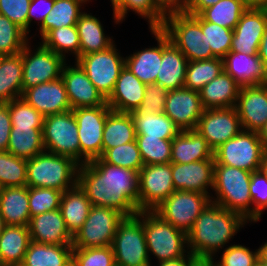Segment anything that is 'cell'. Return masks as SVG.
<instances>
[{
    "instance_id": "40",
    "label": "cell",
    "mask_w": 267,
    "mask_h": 266,
    "mask_svg": "<svg viewBox=\"0 0 267 266\" xmlns=\"http://www.w3.org/2000/svg\"><path fill=\"white\" fill-rule=\"evenodd\" d=\"M87 1L90 0H55L52 10L45 17L43 23L39 25L41 39L53 29L76 25L83 13L81 6Z\"/></svg>"
},
{
    "instance_id": "18",
    "label": "cell",
    "mask_w": 267,
    "mask_h": 266,
    "mask_svg": "<svg viewBox=\"0 0 267 266\" xmlns=\"http://www.w3.org/2000/svg\"><path fill=\"white\" fill-rule=\"evenodd\" d=\"M267 27V9H247L233 30L230 52L258 54Z\"/></svg>"
},
{
    "instance_id": "36",
    "label": "cell",
    "mask_w": 267,
    "mask_h": 266,
    "mask_svg": "<svg viewBox=\"0 0 267 266\" xmlns=\"http://www.w3.org/2000/svg\"><path fill=\"white\" fill-rule=\"evenodd\" d=\"M136 140L135 124L130 113L111 111L102 136V154L111 148Z\"/></svg>"
},
{
    "instance_id": "60",
    "label": "cell",
    "mask_w": 267,
    "mask_h": 266,
    "mask_svg": "<svg viewBox=\"0 0 267 266\" xmlns=\"http://www.w3.org/2000/svg\"><path fill=\"white\" fill-rule=\"evenodd\" d=\"M258 56L267 69V27L259 45Z\"/></svg>"
},
{
    "instance_id": "44",
    "label": "cell",
    "mask_w": 267,
    "mask_h": 266,
    "mask_svg": "<svg viewBox=\"0 0 267 266\" xmlns=\"http://www.w3.org/2000/svg\"><path fill=\"white\" fill-rule=\"evenodd\" d=\"M200 25L215 58L223 59L231 50L233 30L205 21L200 15H191Z\"/></svg>"
},
{
    "instance_id": "16",
    "label": "cell",
    "mask_w": 267,
    "mask_h": 266,
    "mask_svg": "<svg viewBox=\"0 0 267 266\" xmlns=\"http://www.w3.org/2000/svg\"><path fill=\"white\" fill-rule=\"evenodd\" d=\"M215 151L223 143L239 134L243 128L235 107L206 109L196 129Z\"/></svg>"
},
{
    "instance_id": "56",
    "label": "cell",
    "mask_w": 267,
    "mask_h": 266,
    "mask_svg": "<svg viewBox=\"0 0 267 266\" xmlns=\"http://www.w3.org/2000/svg\"><path fill=\"white\" fill-rule=\"evenodd\" d=\"M54 1L55 0H31L28 10V34L30 32L29 28L31 26L32 20L34 18L37 19L38 21H40L38 22L40 23L39 25H41L45 17L52 10Z\"/></svg>"
},
{
    "instance_id": "55",
    "label": "cell",
    "mask_w": 267,
    "mask_h": 266,
    "mask_svg": "<svg viewBox=\"0 0 267 266\" xmlns=\"http://www.w3.org/2000/svg\"><path fill=\"white\" fill-rule=\"evenodd\" d=\"M31 0H0V14L28 35V10Z\"/></svg>"
},
{
    "instance_id": "25",
    "label": "cell",
    "mask_w": 267,
    "mask_h": 266,
    "mask_svg": "<svg viewBox=\"0 0 267 266\" xmlns=\"http://www.w3.org/2000/svg\"><path fill=\"white\" fill-rule=\"evenodd\" d=\"M146 84L141 82L128 67L124 66L116 81L114 90L107 99L112 111L131 113L137 110L143 100Z\"/></svg>"
},
{
    "instance_id": "69",
    "label": "cell",
    "mask_w": 267,
    "mask_h": 266,
    "mask_svg": "<svg viewBox=\"0 0 267 266\" xmlns=\"http://www.w3.org/2000/svg\"><path fill=\"white\" fill-rule=\"evenodd\" d=\"M257 266H267L266 263H257Z\"/></svg>"
},
{
    "instance_id": "45",
    "label": "cell",
    "mask_w": 267,
    "mask_h": 266,
    "mask_svg": "<svg viewBox=\"0 0 267 266\" xmlns=\"http://www.w3.org/2000/svg\"><path fill=\"white\" fill-rule=\"evenodd\" d=\"M26 181L27 160L8 151H0V188L25 186Z\"/></svg>"
},
{
    "instance_id": "39",
    "label": "cell",
    "mask_w": 267,
    "mask_h": 266,
    "mask_svg": "<svg viewBox=\"0 0 267 266\" xmlns=\"http://www.w3.org/2000/svg\"><path fill=\"white\" fill-rule=\"evenodd\" d=\"M43 128L12 127L7 151L18 158L29 160L45 151Z\"/></svg>"
},
{
    "instance_id": "67",
    "label": "cell",
    "mask_w": 267,
    "mask_h": 266,
    "mask_svg": "<svg viewBox=\"0 0 267 266\" xmlns=\"http://www.w3.org/2000/svg\"><path fill=\"white\" fill-rule=\"evenodd\" d=\"M5 226H6V224H5L4 219L0 213V235L3 233Z\"/></svg>"
},
{
    "instance_id": "27",
    "label": "cell",
    "mask_w": 267,
    "mask_h": 266,
    "mask_svg": "<svg viewBox=\"0 0 267 266\" xmlns=\"http://www.w3.org/2000/svg\"><path fill=\"white\" fill-rule=\"evenodd\" d=\"M200 160H215L214 151L197 130L181 131L172 139L170 163L188 164Z\"/></svg>"
},
{
    "instance_id": "43",
    "label": "cell",
    "mask_w": 267,
    "mask_h": 266,
    "mask_svg": "<svg viewBox=\"0 0 267 266\" xmlns=\"http://www.w3.org/2000/svg\"><path fill=\"white\" fill-rule=\"evenodd\" d=\"M42 44L64 59L66 53H73L75 60L80 57V38L76 25L51 30L43 39Z\"/></svg>"
},
{
    "instance_id": "12",
    "label": "cell",
    "mask_w": 267,
    "mask_h": 266,
    "mask_svg": "<svg viewBox=\"0 0 267 266\" xmlns=\"http://www.w3.org/2000/svg\"><path fill=\"white\" fill-rule=\"evenodd\" d=\"M76 62L106 100L112 94L120 71L125 66V58L120 55L115 43L106 50L85 54Z\"/></svg>"
},
{
    "instance_id": "29",
    "label": "cell",
    "mask_w": 267,
    "mask_h": 266,
    "mask_svg": "<svg viewBox=\"0 0 267 266\" xmlns=\"http://www.w3.org/2000/svg\"><path fill=\"white\" fill-rule=\"evenodd\" d=\"M241 86L224 70L199 92L204 110L235 107Z\"/></svg>"
},
{
    "instance_id": "50",
    "label": "cell",
    "mask_w": 267,
    "mask_h": 266,
    "mask_svg": "<svg viewBox=\"0 0 267 266\" xmlns=\"http://www.w3.org/2000/svg\"><path fill=\"white\" fill-rule=\"evenodd\" d=\"M9 114L12 127L43 128L44 116L21 97L9 102Z\"/></svg>"
},
{
    "instance_id": "10",
    "label": "cell",
    "mask_w": 267,
    "mask_h": 266,
    "mask_svg": "<svg viewBox=\"0 0 267 266\" xmlns=\"http://www.w3.org/2000/svg\"><path fill=\"white\" fill-rule=\"evenodd\" d=\"M211 203V196L195 191H174L153 211L163 220L188 233L200 213Z\"/></svg>"
},
{
    "instance_id": "68",
    "label": "cell",
    "mask_w": 267,
    "mask_h": 266,
    "mask_svg": "<svg viewBox=\"0 0 267 266\" xmlns=\"http://www.w3.org/2000/svg\"><path fill=\"white\" fill-rule=\"evenodd\" d=\"M110 1L112 3L113 8H114L121 0H110Z\"/></svg>"
},
{
    "instance_id": "42",
    "label": "cell",
    "mask_w": 267,
    "mask_h": 266,
    "mask_svg": "<svg viewBox=\"0 0 267 266\" xmlns=\"http://www.w3.org/2000/svg\"><path fill=\"white\" fill-rule=\"evenodd\" d=\"M223 70V59L221 58L188 61L184 87L200 91Z\"/></svg>"
},
{
    "instance_id": "17",
    "label": "cell",
    "mask_w": 267,
    "mask_h": 266,
    "mask_svg": "<svg viewBox=\"0 0 267 266\" xmlns=\"http://www.w3.org/2000/svg\"><path fill=\"white\" fill-rule=\"evenodd\" d=\"M204 111L199 92L185 87L169 90L164 113L181 130H195Z\"/></svg>"
},
{
    "instance_id": "46",
    "label": "cell",
    "mask_w": 267,
    "mask_h": 266,
    "mask_svg": "<svg viewBox=\"0 0 267 266\" xmlns=\"http://www.w3.org/2000/svg\"><path fill=\"white\" fill-rule=\"evenodd\" d=\"M136 142L145 165L166 164L171 160L172 140L136 135Z\"/></svg>"
},
{
    "instance_id": "22",
    "label": "cell",
    "mask_w": 267,
    "mask_h": 266,
    "mask_svg": "<svg viewBox=\"0 0 267 266\" xmlns=\"http://www.w3.org/2000/svg\"><path fill=\"white\" fill-rule=\"evenodd\" d=\"M215 160H200L188 164L172 163V179L175 191H195L202 194L214 185Z\"/></svg>"
},
{
    "instance_id": "49",
    "label": "cell",
    "mask_w": 267,
    "mask_h": 266,
    "mask_svg": "<svg viewBox=\"0 0 267 266\" xmlns=\"http://www.w3.org/2000/svg\"><path fill=\"white\" fill-rule=\"evenodd\" d=\"M63 191L28 187L30 217L60 208Z\"/></svg>"
},
{
    "instance_id": "5",
    "label": "cell",
    "mask_w": 267,
    "mask_h": 266,
    "mask_svg": "<svg viewBox=\"0 0 267 266\" xmlns=\"http://www.w3.org/2000/svg\"><path fill=\"white\" fill-rule=\"evenodd\" d=\"M161 30L188 61L215 58L201 25L181 8L168 9Z\"/></svg>"
},
{
    "instance_id": "41",
    "label": "cell",
    "mask_w": 267,
    "mask_h": 266,
    "mask_svg": "<svg viewBox=\"0 0 267 266\" xmlns=\"http://www.w3.org/2000/svg\"><path fill=\"white\" fill-rule=\"evenodd\" d=\"M247 9L241 0H220L215 5L204 9L199 15L205 21L234 30Z\"/></svg>"
},
{
    "instance_id": "6",
    "label": "cell",
    "mask_w": 267,
    "mask_h": 266,
    "mask_svg": "<svg viewBox=\"0 0 267 266\" xmlns=\"http://www.w3.org/2000/svg\"><path fill=\"white\" fill-rule=\"evenodd\" d=\"M143 227L148 253L157 257L158 262L175 260L190 253L186 250L187 233L175 228L154 211H143Z\"/></svg>"
},
{
    "instance_id": "54",
    "label": "cell",
    "mask_w": 267,
    "mask_h": 266,
    "mask_svg": "<svg viewBox=\"0 0 267 266\" xmlns=\"http://www.w3.org/2000/svg\"><path fill=\"white\" fill-rule=\"evenodd\" d=\"M169 90L157 83L146 84L145 94L137 112L163 113Z\"/></svg>"
},
{
    "instance_id": "19",
    "label": "cell",
    "mask_w": 267,
    "mask_h": 266,
    "mask_svg": "<svg viewBox=\"0 0 267 266\" xmlns=\"http://www.w3.org/2000/svg\"><path fill=\"white\" fill-rule=\"evenodd\" d=\"M61 78L65 84L71 109L98 107L107 103L77 62L73 67L65 63Z\"/></svg>"
},
{
    "instance_id": "14",
    "label": "cell",
    "mask_w": 267,
    "mask_h": 266,
    "mask_svg": "<svg viewBox=\"0 0 267 266\" xmlns=\"http://www.w3.org/2000/svg\"><path fill=\"white\" fill-rule=\"evenodd\" d=\"M28 43L29 41L22 50V93L25 89L37 86L40 83L60 78L66 63V59L49 50L41 42L35 52H32Z\"/></svg>"
},
{
    "instance_id": "32",
    "label": "cell",
    "mask_w": 267,
    "mask_h": 266,
    "mask_svg": "<svg viewBox=\"0 0 267 266\" xmlns=\"http://www.w3.org/2000/svg\"><path fill=\"white\" fill-rule=\"evenodd\" d=\"M91 207V202L78 183L63 192L59 209L72 236L83 226Z\"/></svg>"
},
{
    "instance_id": "28",
    "label": "cell",
    "mask_w": 267,
    "mask_h": 266,
    "mask_svg": "<svg viewBox=\"0 0 267 266\" xmlns=\"http://www.w3.org/2000/svg\"><path fill=\"white\" fill-rule=\"evenodd\" d=\"M158 46L145 48L125 57V66L143 83H156L162 60V30L150 29Z\"/></svg>"
},
{
    "instance_id": "35",
    "label": "cell",
    "mask_w": 267,
    "mask_h": 266,
    "mask_svg": "<svg viewBox=\"0 0 267 266\" xmlns=\"http://www.w3.org/2000/svg\"><path fill=\"white\" fill-rule=\"evenodd\" d=\"M130 10L148 19L150 29H156L163 26L168 9L159 0H121L113 8L114 22L122 23Z\"/></svg>"
},
{
    "instance_id": "58",
    "label": "cell",
    "mask_w": 267,
    "mask_h": 266,
    "mask_svg": "<svg viewBox=\"0 0 267 266\" xmlns=\"http://www.w3.org/2000/svg\"><path fill=\"white\" fill-rule=\"evenodd\" d=\"M220 0H185L181 9L189 15H199L204 9L215 5Z\"/></svg>"
},
{
    "instance_id": "20",
    "label": "cell",
    "mask_w": 267,
    "mask_h": 266,
    "mask_svg": "<svg viewBox=\"0 0 267 266\" xmlns=\"http://www.w3.org/2000/svg\"><path fill=\"white\" fill-rule=\"evenodd\" d=\"M23 98L44 117L72 110L62 78L25 89Z\"/></svg>"
},
{
    "instance_id": "3",
    "label": "cell",
    "mask_w": 267,
    "mask_h": 266,
    "mask_svg": "<svg viewBox=\"0 0 267 266\" xmlns=\"http://www.w3.org/2000/svg\"><path fill=\"white\" fill-rule=\"evenodd\" d=\"M252 172L228 165L215 164L214 185L216 197L211 202L241 215L252 222L250 179ZM214 198V199H213Z\"/></svg>"
},
{
    "instance_id": "52",
    "label": "cell",
    "mask_w": 267,
    "mask_h": 266,
    "mask_svg": "<svg viewBox=\"0 0 267 266\" xmlns=\"http://www.w3.org/2000/svg\"><path fill=\"white\" fill-rule=\"evenodd\" d=\"M219 259L220 261L214 258L211 260L214 266H257L258 249L253 252L244 245L231 244L224 249Z\"/></svg>"
},
{
    "instance_id": "9",
    "label": "cell",
    "mask_w": 267,
    "mask_h": 266,
    "mask_svg": "<svg viewBox=\"0 0 267 266\" xmlns=\"http://www.w3.org/2000/svg\"><path fill=\"white\" fill-rule=\"evenodd\" d=\"M124 218L125 216L116 209L92 205L83 226L73 236L72 247L110 246L117 226Z\"/></svg>"
},
{
    "instance_id": "38",
    "label": "cell",
    "mask_w": 267,
    "mask_h": 266,
    "mask_svg": "<svg viewBox=\"0 0 267 266\" xmlns=\"http://www.w3.org/2000/svg\"><path fill=\"white\" fill-rule=\"evenodd\" d=\"M130 114L134 120L136 135L172 140L181 132L164 112L149 114L134 110Z\"/></svg>"
},
{
    "instance_id": "31",
    "label": "cell",
    "mask_w": 267,
    "mask_h": 266,
    "mask_svg": "<svg viewBox=\"0 0 267 266\" xmlns=\"http://www.w3.org/2000/svg\"><path fill=\"white\" fill-rule=\"evenodd\" d=\"M30 242L28 226L6 225L0 235V266H20Z\"/></svg>"
},
{
    "instance_id": "23",
    "label": "cell",
    "mask_w": 267,
    "mask_h": 266,
    "mask_svg": "<svg viewBox=\"0 0 267 266\" xmlns=\"http://www.w3.org/2000/svg\"><path fill=\"white\" fill-rule=\"evenodd\" d=\"M223 68L241 87L267 84V69L258 54L229 52L223 58Z\"/></svg>"
},
{
    "instance_id": "64",
    "label": "cell",
    "mask_w": 267,
    "mask_h": 266,
    "mask_svg": "<svg viewBox=\"0 0 267 266\" xmlns=\"http://www.w3.org/2000/svg\"><path fill=\"white\" fill-rule=\"evenodd\" d=\"M258 263H266L267 264V242L261 245L258 248Z\"/></svg>"
},
{
    "instance_id": "65",
    "label": "cell",
    "mask_w": 267,
    "mask_h": 266,
    "mask_svg": "<svg viewBox=\"0 0 267 266\" xmlns=\"http://www.w3.org/2000/svg\"><path fill=\"white\" fill-rule=\"evenodd\" d=\"M259 170L267 177V151L263 154Z\"/></svg>"
},
{
    "instance_id": "47",
    "label": "cell",
    "mask_w": 267,
    "mask_h": 266,
    "mask_svg": "<svg viewBox=\"0 0 267 266\" xmlns=\"http://www.w3.org/2000/svg\"><path fill=\"white\" fill-rule=\"evenodd\" d=\"M100 158L108 164L138 172L144 166L136 140L108 149Z\"/></svg>"
},
{
    "instance_id": "33",
    "label": "cell",
    "mask_w": 267,
    "mask_h": 266,
    "mask_svg": "<svg viewBox=\"0 0 267 266\" xmlns=\"http://www.w3.org/2000/svg\"><path fill=\"white\" fill-rule=\"evenodd\" d=\"M72 245L44 244L31 241L20 266H69Z\"/></svg>"
},
{
    "instance_id": "1",
    "label": "cell",
    "mask_w": 267,
    "mask_h": 266,
    "mask_svg": "<svg viewBox=\"0 0 267 266\" xmlns=\"http://www.w3.org/2000/svg\"><path fill=\"white\" fill-rule=\"evenodd\" d=\"M79 186L92 205L110 207L125 217L139 212V172L96 158L79 165Z\"/></svg>"
},
{
    "instance_id": "59",
    "label": "cell",
    "mask_w": 267,
    "mask_h": 266,
    "mask_svg": "<svg viewBox=\"0 0 267 266\" xmlns=\"http://www.w3.org/2000/svg\"><path fill=\"white\" fill-rule=\"evenodd\" d=\"M198 261L194 255L188 253L184 257L175 260L159 262V266H194Z\"/></svg>"
},
{
    "instance_id": "61",
    "label": "cell",
    "mask_w": 267,
    "mask_h": 266,
    "mask_svg": "<svg viewBox=\"0 0 267 266\" xmlns=\"http://www.w3.org/2000/svg\"><path fill=\"white\" fill-rule=\"evenodd\" d=\"M241 2L249 9H267V0H241Z\"/></svg>"
},
{
    "instance_id": "48",
    "label": "cell",
    "mask_w": 267,
    "mask_h": 266,
    "mask_svg": "<svg viewBox=\"0 0 267 266\" xmlns=\"http://www.w3.org/2000/svg\"><path fill=\"white\" fill-rule=\"evenodd\" d=\"M28 39V35L20 27L0 14V56L20 53Z\"/></svg>"
},
{
    "instance_id": "57",
    "label": "cell",
    "mask_w": 267,
    "mask_h": 266,
    "mask_svg": "<svg viewBox=\"0 0 267 266\" xmlns=\"http://www.w3.org/2000/svg\"><path fill=\"white\" fill-rule=\"evenodd\" d=\"M11 128L9 102H0V151H7Z\"/></svg>"
},
{
    "instance_id": "63",
    "label": "cell",
    "mask_w": 267,
    "mask_h": 266,
    "mask_svg": "<svg viewBox=\"0 0 267 266\" xmlns=\"http://www.w3.org/2000/svg\"><path fill=\"white\" fill-rule=\"evenodd\" d=\"M167 9L181 8L183 0H159Z\"/></svg>"
},
{
    "instance_id": "62",
    "label": "cell",
    "mask_w": 267,
    "mask_h": 266,
    "mask_svg": "<svg viewBox=\"0 0 267 266\" xmlns=\"http://www.w3.org/2000/svg\"><path fill=\"white\" fill-rule=\"evenodd\" d=\"M258 137L264 147V151H267V121L265 124L258 130Z\"/></svg>"
},
{
    "instance_id": "15",
    "label": "cell",
    "mask_w": 267,
    "mask_h": 266,
    "mask_svg": "<svg viewBox=\"0 0 267 266\" xmlns=\"http://www.w3.org/2000/svg\"><path fill=\"white\" fill-rule=\"evenodd\" d=\"M175 191L172 163L145 165L139 171V211H153Z\"/></svg>"
},
{
    "instance_id": "4",
    "label": "cell",
    "mask_w": 267,
    "mask_h": 266,
    "mask_svg": "<svg viewBox=\"0 0 267 266\" xmlns=\"http://www.w3.org/2000/svg\"><path fill=\"white\" fill-rule=\"evenodd\" d=\"M79 164L72 158L43 151L27 160L28 187L66 191L77 184Z\"/></svg>"
},
{
    "instance_id": "24",
    "label": "cell",
    "mask_w": 267,
    "mask_h": 266,
    "mask_svg": "<svg viewBox=\"0 0 267 266\" xmlns=\"http://www.w3.org/2000/svg\"><path fill=\"white\" fill-rule=\"evenodd\" d=\"M28 229L31 241L44 244L72 245L73 236L66 228L60 209L31 217Z\"/></svg>"
},
{
    "instance_id": "66",
    "label": "cell",
    "mask_w": 267,
    "mask_h": 266,
    "mask_svg": "<svg viewBox=\"0 0 267 266\" xmlns=\"http://www.w3.org/2000/svg\"><path fill=\"white\" fill-rule=\"evenodd\" d=\"M194 266H214L211 261L199 260Z\"/></svg>"
},
{
    "instance_id": "51",
    "label": "cell",
    "mask_w": 267,
    "mask_h": 266,
    "mask_svg": "<svg viewBox=\"0 0 267 266\" xmlns=\"http://www.w3.org/2000/svg\"><path fill=\"white\" fill-rule=\"evenodd\" d=\"M72 263L75 266H116L111 245L95 248H73Z\"/></svg>"
},
{
    "instance_id": "13",
    "label": "cell",
    "mask_w": 267,
    "mask_h": 266,
    "mask_svg": "<svg viewBox=\"0 0 267 266\" xmlns=\"http://www.w3.org/2000/svg\"><path fill=\"white\" fill-rule=\"evenodd\" d=\"M78 125L80 165L102 155V136L107 115L112 111L106 103L98 107L72 109Z\"/></svg>"
},
{
    "instance_id": "21",
    "label": "cell",
    "mask_w": 267,
    "mask_h": 266,
    "mask_svg": "<svg viewBox=\"0 0 267 266\" xmlns=\"http://www.w3.org/2000/svg\"><path fill=\"white\" fill-rule=\"evenodd\" d=\"M243 130H258L267 121V84L240 88L235 106Z\"/></svg>"
},
{
    "instance_id": "53",
    "label": "cell",
    "mask_w": 267,
    "mask_h": 266,
    "mask_svg": "<svg viewBox=\"0 0 267 266\" xmlns=\"http://www.w3.org/2000/svg\"><path fill=\"white\" fill-rule=\"evenodd\" d=\"M252 201V222H258L264 210H267V177L260 171H254L250 179Z\"/></svg>"
},
{
    "instance_id": "8",
    "label": "cell",
    "mask_w": 267,
    "mask_h": 266,
    "mask_svg": "<svg viewBox=\"0 0 267 266\" xmlns=\"http://www.w3.org/2000/svg\"><path fill=\"white\" fill-rule=\"evenodd\" d=\"M42 136L45 151L70 157L80 165L78 125L72 110L44 117Z\"/></svg>"
},
{
    "instance_id": "7",
    "label": "cell",
    "mask_w": 267,
    "mask_h": 266,
    "mask_svg": "<svg viewBox=\"0 0 267 266\" xmlns=\"http://www.w3.org/2000/svg\"><path fill=\"white\" fill-rule=\"evenodd\" d=\"M116 266H151L143 227V211L125 217L111 244Z\"/></svg>"
},
{
    "instance_id": "2",
    "label": "cell",
    "mask_w": 267,
    "mask_h": 266,
    "mask_svg": "<svg viewBox=\"0 0 267 266\" xmlns=\"http://www.w3.org/2000/svg\"><path fill=\"white\" fill-rule=\"evenodd\" d=\"M246 223L241 215L211 202L187 233L189 252L198 260L211 261Z\"/></svg>"
},
{
    "instance_id": "26",
    "label": "cell",
    "mask_w": 267,
    "mask_h": 266,
    "mask_svg": "<svg viewBox=\"0 0 267 266\" xmlns=\"http://www.w3.org/2000/svg\"><path fill=\"white\" fill-rule=\"evenodd\" d=\"M188 60L162 31V60L156 83L168 90L184 87Z\"/></svg>"
},
{
    "instance_id": "37",
    "label": "cell",
    "mask_w": 267,
    "mask_h": 266,
    "mask_svg": "<svg viewBox=\"0 0 267 266\" xmlns=\"http://www.w3.org/2000/svg\"><path fill=\"white\" fill-rule=\"evenodd\" d=\"M22 51L0 56V102H10L22 96Z\"/></svg>"
},
{
    "instance_id": "34",
    "label": "cell",
    "mask_w": 267,
    "mask_h": 266,
    "mask_svg": "<svg viewBox=\"0 0 267 266\" xmlns=\"http://www.w3.org/2000/svg\"><path fill=\"white\" fill-rule=\"evenodd\" d=\"M80 38V57L108 49L115 41L105 36L103 25L97 17L83 12L76 23Z\"/></svg>"
},
{
    "instance_id": "30",
    "label": "cell",
    "mask_w": 267,
    "mask_h": 266,
    "mask_svg": "<svg viewBox=\"0 0 267 266\" xmlns=\"http://www.w3.org/2000/svg\"><path fill=\"white\" fill-rule=\"evenodd\" d=\"M0 213L6 225L28 226L31 218L28 186L0 188Z\"/></svg>"
},
{
    "instance_id": "11",
    "label": "cell",
    "mask_w": 267,
    "mask_h": 266,
    "mask_svg": "<svg viewBox=\"0 0 267 266\" xmlns=\"http://www.w3.org/2000/svg\"><path fill=\"white\" fill-rule=\"evenodd\" d=\"M264 147L255 131L242 130L214 151L215 164L254 172L260 168Z\"/></svg>"
}]
</instances>
